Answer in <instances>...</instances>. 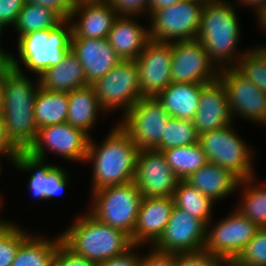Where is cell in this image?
Masks as SVG:
<instances>
[{
  "label": "cell",
  "instance_id": "cell-42",
  "mask_svg": "<svg viewBox=\"0 0 266 266\" xmlns=\"http://www.w3.org/2000/svg\"><path fill=\"white\" fill-rule=\"evenodd\" d=\"M150 247L147 254H141V266H176V253L162 252Z\"/></svg>",
  "mask_w": 266,
  "mask_h": 266
},
{
  "label": "cell",
  "instance_id": "cell-47",
  "mask_svg": "<svg viewBox=\"0 0 266 266\" xmlns=\"http://www.w3.org/2000/svg\"><path fill=\"white\" fill-rule=\"evenodd\" d=\"M235 2L239 3L236 6L239 7H249L254 9V13H256V17H258L264 12L266 9V0H236ZM242 5V6H240ZM251 6V7H250Z\"/></svg>",
  "mask_w": 266,
  "mask_h": 266
},
{
  "label": "cell",
  "instance_id": "cell-2",
  "mask_svg": "<svg viewBox=\"0 0 266 266\" xmlns=\"http://www.w3.org/2000/svg\"><path fill=\"white\" fill-rule=\"evenodd\" d=\"M235 4L228 0L205 3L201 14L196 39L219 69L233 68L246 52L237 49L241 26Z\"/></svg>",
  "mask_w": 266,
  "mask_h": 266
},
{
  "label": "cell",
  "instance_id": "cell-12",
  "mask_svg": "<svg viewBox=\"0 0 266 266\" xmlns=\"http://www.w3.org/2000/svg\"><path fill=\"white\" fill-rule=\"evenodd\" d=\"M169 117L156 97H142L118 123L140 150L154 149L164 136Z\"/></svg>",
  "mask_w": 266,
  "mask_h": 266
},
{
  "label": "cell",
  "instance_id": "cell-28",
  "mask_svg": "<svg viewBox=\"0 0 266 266\" xmlns=\"http://www.w3.org/2000/svg\"><path fill=\"white\" fill-rule=\"evenodd\" d=\"M55 237H44L30 233L20 244L11 266H54L57 245L62 240L60 233Z\"/></svg>",
  "mask_w": 266,
  "mask_h": 266
},
{
  "label": "cell",
  "instance_id": "cell-3",
  "mask_svg": "<svg viewBox=\"0 0 266 266\" xmlns=\"http://www.w3.org/2000/svg\"><path fill=\"white\" fill-rule=\"evenodd\" d=\"M23 69H14L5 79L0 114L11 141L25 152L35 141L38 127L34 116V101L39 89Z\"/></svg>",
  "mask_w": 266,
  "mask_h": 266
},
{
  "label": "cell",
  "instance_id": "cell-41",
  "mask_svg": "<svg viewBox=\"0 0 266 266\" xmlns=\"http://www.w3.org/2000/svg\"><path fill=\"white\" fill-rule=\"evenodd\" d=\"M119 15L148 16V0H109Z\"/></svg>",
  "mask_w": 266,
  "mask_h": 266
},
{
  "label": "cell",
  "instance_id": "cell-14",
  "mask_svg": "<svg viewBox=\"0 0 266 266\" xmlns=\"http://www.w3.org/2000/svg\"><path fill=\"white\" fill-rule=\"evenodd\" d=\"M219 74L220 69L197 39L172 43V82L207 84Z\"/></svg>",
  "mask_w": 266,
  "mask_h": 266
},
{
  "label": "cell",
  "instance_id": "cell-54",
  "mask_svg": "<svg viewBox=\"0 0 266 266\" xmlns=\"http://www.w3.org/2000/svg\"><path fill=\"white\" fill-rule=\"evenodd\" d=\"M4 200H2V197H1V194H0V211H1V207L4 205L2 202H3ZM1 213V212H0Z\"/></svg>",
  "mask_w": 266,
  "mask_h": 266
},
{
  "label": "cell",
  "instance_id": "cell-15",
  "mask_svg": "<svg viewBox=\"0 0 266 266\" xmlns=\"http://www.w3.org/2000/svg\"><path fill=\"white\" fill-rule=\"evenodd\" d=\"M134 183L143 198L172 197L179 182L162 151L139 150Z\"/></svg>",
  "mask_w": 266,
  "mask_h": 266
},
{
  "label": "cell",
  "instance_id": "cell-50",
  "mask_svg": "<svg viewBox=\"0 0 266 266\" xmlns=\"http://www.w3.org/2000/svg\"><path fill=\"white\" fill-rule=\"evenodd\" d=\"M257 23H259L258 26H260V28H262V30H264V33L266 31V9L264 10V12L258 17L257 19Z\"/></svg>",
  "mask_w": 266,
  "mask_h": 266
},
{
  "label": "cell",
  "instance_id": "cell-56",
  "mask_svg": "<svg viewBox=\"0 0 266 266\" xmlns=\"http://www.w3.org/2000/svg\"><path fill=\"white\" fill-rule=\"evenodd\" d=\"M0 158H1V157H0ZM1 165H2V163H1V160H0V171L2 170V166H1Z\"/></svg>",
  "mask_w": 266,
  "mask_h": 266
},
{
  "label": "cell",
  "instance_id": "cell-32",
  "mask_svg": "<svg viewBox=\"0 0 266 266\" xmlns=\"http://www.w3.org/2000/svg\"><path fill=\"white\" fill-rule=\"evenodd\" d=\"M63 20L52 8L26 2L13 29L20 37L32 31L55 28Z\"/></svg>",
  "mask_w": 266,
  "mask_h": 266
},
{
  "label": "cell",
  "instance_id": "cell-36",
  "mask_svg": "<svg viewBox=\"0 0 266 266\" xmlns=\"http://www.w3.org/2000/svg\"><path fill=\"white\" fill-rule=\"evenodd\" d=\"M229 266H266V227L258 230Z\"/></svg>",
  "mask_w": 266,
  "mask_h": 266
},
{
  "label": "cell",
  "instance_id": "cell-52",
  "mask_svg": "<svg viewBox=\"0 0 266 266\" xmlns=\"http://www.w3.org/2000/svg\"><path fill=\"white\" fill-rule=\"evenodd\" d=\"M4 82H5V80H0V109H1V105H2Z\"/></svg>",
  "mask_w": 266,
  "mask_h": 266
},
{
  "label": "cell",
  "instance_id": "cell-17",
  "mask_svg": "<svg viewBox=\"0 0 266 266\" xmlns=\"http://www.w3.org/2000/svg\"><path fill=\"white\" fill-rule=\"evenodd\" d=\"M206 224L176 206L173 207L164 233L153 247L162 252H194L204 248Z\"/></svg>",
  "mask_w": 266,
  "mask_h": 266
},
{
  "label": "cell",
  "instance_id": "cell-31",
  "mask_svg": "<svg viewBox=\"0 0 266 266\" xmlns=\"http://www.w3.org/2000/svg\"><path fill=\"white\" fill-rule=\"evenodd\" d=\"M172 197L174 206L202 220L206 225L212 220L215 202L185 180H179Z\"/></svg>",
  "mask_w": 266,
  "mask_h": 266
},
{
  "label": "cell",
  "instance_id": "cell-5",
  "mask_svg": "<svg viewBox=\"0 0 266 266\" xmlns=\"http://www.w3.org/2000/svg\"><path fill=\"white\" fill-rule=\"evenodd\" d=\"M71 37L72 27L68 19L55 28L32 31L18 37L16 47L20 59L13 54L14 69H21L24 65L27 71L38 76L62 60L71 48Z\"/></svg>",
  "mask_w": 266,
  "mask_h": 266
},
{
  "label": "cell",
  "instance_id": "cell-35",
  "mask_svg": "<svg viewBox=\"0 0 266 266\" xmlns=\"http://www.w3.org/2000/svg\"><path fill=\"white\" fill-rule=\"evenodd\" d=\"M198 140L199 135L192 120L169 117L164 136L154 149L163 151L174 147L194 145L198 143Z\"/></svg>",
  "mask_w": 266,
  "mask_h": 266
},
{
  "label": "cell",
  "instance_id": "cell-51",
  "mask_svg": "<svg viewBox=\"0 0 266 266\" xmlns=\"http://www.w3.org/2000/svg\"><path fill=\"white\" fill-rule=\"evenodd\" d=\"M76 4L82 3H96V2H109V0H75Z\"/></svg>",
  "mask_w": 266,
  "mask_h": 266
},
{
  "label": "cell",
  "instance_id": "cell-21",
  "mask_svg": "<svg viewBox=\"0 0 266 266\" xmlns=\"http://www.w3.org/2000/svg\"><path fill=\"white\" fill-rule=\"evenodd\" d=\"M192 121L198 135L234 122L226 90L219 79L209 82L203 87L197 112Z\"/></svg>",
  "mask_w": 266,
  "mask_h": 266
},
{
  "label": "cell",
  "instance_id": "cell-11",
  "mask_svg": "<svg viewBox=\"0 0 266 266\" xmlns=\"http://www.w3.org/2000/svg\"><path fill=\"white\" fill-rule=\"evenodd\" d=\"M90 136L67 122L38 129L35 141L24 152L29 157L46 161V151L72 162L85 163Z\"/></svg>",
  "mask_w": 266,
  "mask_h": 266
},
{
  "label": "cell",
  "instance_id": "cell-29",
  "mask_svg": "<svg viewBox=\"0 0 266 266\" xmlns=\"http://www.w3.org/2000/svg\"><path fill=\"white\" fill-rule=\"evenodd\" d=\"M68 92H53L39 87L34 101V116L38 129L67 121Z\"/></svg>",
  "mask_w": 266,
  "mask_h": 266
},
{
  "label": "cell",
  "instance_id": "cell-9",
  "mask_svg": "<svg viewBox=\"0 0 266 266\" xmlns=\"http://www.w3.org/2000/svg\"><path fill=\"white\" fill-rule=\"evenodd\" d=\"M92 86L106 114L121 109L124 116L143 97L135 60H122Z\"/></svg>",
  "mask_w": 266,
  "mask_h": 266
},
{
  "label": "cell",
  "instance_id": "cell-37",
  "mask_svg": "<svg viewBox=\"0 0 266 266\" xmlns=\"http://www.w3.org/2000/svg\"><path fill=\"white\" fill-rule=\"evenodd\" d=\"M15 224L0 238V266H11L20 244L30 235L27 230Z\"/></svg>",
  "mask_w": 266,
  "mask_h": 266
},
{
  "label": "cell",
  "instance_id": "cell-19",
  "mask_svg": "<svg viewBox=\"0 0 266 266\" xmlns=\"http://www.w3.org/2000/svg\"><path fill=\"white\" fill-rule=\"evenodd\" d=\"M118 15L109 2L76 4L68 18L72 27L71 39L107 38Z\"/></svg>",
  "mask_w": 266,
  "mask_h": 266
},
{
  "label": "cell",
  "instance_id": "cell-48",
  "mask_svg": "<svg viewBox=\"0 0 266 266\" xmlns=\"http://www.w3.org/2000/svg\"><path fill=\"white\" fill-rule=\"evenodd\" d=\"M179 1L182 0H148V16L154 10L171 6Z\"/></svg>",
  "mask_w": 266,
  "mask_h": 266
},
{
  "label": "cell",
  "instance_id": "cell-13",
  "mask_svg": "<svg viewBox=\"0 0 266 266\" xmlns=\"http://www.w3.org/2000/svg\"><path fill=\"white\" fill-rule=\"evenodd\" d=\"M218 79L226 90L233 120L236 115L266 127V93L234 68L220 69Z\"/></svg>",
  "mask_w": 266,
  "mask_h": 266
},
{
  "label": "cell",
  "instance_id": "cell-40",
  "mask_svg": "<svg viewBox=\"0 0 266 266\" xmlns=\"http://www.w3.org/2000/svg\"><path fill=\"white\" fill-rule=\"evenodd\" d=\"M26 0H0V30L14 27Z\"/></svg>",
  "mask_w": 266,
  "mask_h": 266
},
{
  "label": "cell",
  "instance_id": "cell-49",
  "mask_svg": "<svg viewBox=\"0 0 266 266\" xmlns=\"http://www.w3.org/2000/svg\"><path fill=\"white\" fill-rule=\"evenodd\" d=\"M14 221L1 219L0 217V238L14 225Z\"/></svg>",
  "mask_w": 266,
  "mask_h": 266
},
{
  "label": "cell",
  "instance_id": "cell-43",
  "mask_svg": "<svg viewBox=\"0 0 266 266\" xmlns=\"http://www.w3.org/2000/svg\"><path fill=\"white\" fill-rule=\"evenodd\" d=\"M141 247L142 246L134 245L126 253L117 257H112L107 261L98 263L97 266H141V253H139L138 251V248Z\"/></svg>",
  "mask_w": 266,
  "mask_h": 266
},
{
  "label": "cell",
  "instance_id": "cell-45",
  "mask_svg": "<svg viewBox=\"0 0 266 266\" xmlns=\"http://www.w3.org/2000/svg\"><path fill=\"white\" fill-rule=\"evenodd\" d=\"M26 2L35 3L41 6L52 8L63 19H68L76 5L75 0H26Z\"/></svg>",
  "mask_w": 266,
  "mask_h": 266
},
{
  "label": "cell",
  "instance_id": "cell-20",
  "mask_svg": "<svg viewBox=\"0 0 266 266\" xmlns=\"http://www.w3.org/2000/svg\"><path fill=\"white\" fill-rule=\"evenodd\" d=\"M174 207L173 197L142 198L131 241L153 246L164 233Z\"/></svg>",
  "mask_w": 266,
  "mask_h": 266
},
{
  "label": "cell",
  "instance_id": "cell-46",
  "mask_svg": "<svg viewBox=\"0 0 266 266\" xmlns=\"http://www.w3.org/2000/svg\"><path fill=\"white\" fill-rule=\"evenodd\" d=\"M13 70V55L0 47V80H5Z\"/></svg>",
  "mask_w": 266,
  "mask_h": 266
},
{
  "label": "cell",
  "instance_id": "cell-38",
  "mask_svg": "<svg viewBox=\"0 0 266 266\" xmlns=\"http://www.w3.org/2000/svg\"><path fill=\"white\" fill-rule=\"evenodd\" d=\"M176 266H229L206 250L176 253Z\"/></svg>",
  "mask_w": 266,
  "mask_h": 266
},
{
  "label": "cell",
  "instance_id": "cell-23",
  "mask_svg": "<svg viewBox=\"0 0 266 266\" xmlns=\"http://www.w3.org/2000/svg\"><path fill=\"white\" fill-rule=\"evenodd\" d=\"M139 15H118L107 37L121 60H135L150 41L149 25L137 22ZM136 18V21H135Z\"/></svg>",
  "mask_w": 266,
  "mask_h": 266
},
{
  "label": "cell",
  "instance_id": "cell-27",
  "mask_svg": "<svg viewBox=\"0 0 266 266\" xmlns=\"http://www.w3.org/2000/svg\"><path fill=\"white\" fill-rule=\"evenodd\" d=\"M69 110L67 123L92 137L90 131L96 126L98 116L106 111L101 107L92 85L68 92ZM101 112V113H100Z\"/></svg>",
  "mask_w": 266,
  "mask_h": 266
},
{
  "label": "cell",
  "instance_id": "cell-26",
  "mask_svg": "<svg viewBox=\"0 0 266 266\" xmlns=\"http://www.w3.org/2000/svg\"><path fill=\"white\" fill-rule=\"evenodd\" d=\"M205 83H175L160 92L156 99L170 117L193 120L199 105V98Z\"/></svg>",
  "mask_w": 266,
  "mask_h": 266
},
{
  "label": "cell",
  "instance_id": "cell-30",
  "mask_svg": "<svg viewBox=\"0 0 266 266\" xmlns=\"http://www.w3.org/2000/svg\"><path fill=\"white\" fill-rule=\"evenodd\" d=\"M256 177L239 181L237 190L240 189L242 193L239 206L235 208L262 228L266 227V184H259Z\"/></svg>",
  "mask_w": 266,
  "mask_h": 266
},
{
  "label": "cell",
  "instance_id": "cell-53",
  "mask_svg": "<svg viewBox=\"0 0 266 266\" xmlns=\"http://www.w3.org/2000/svg\"><path fill=\"white\" fill-rule=\"evenodd\" d=\"M201 2L204 3H209V2H215V1H219V0H200Z\"/></svg>",
  "mask_w": 266,
  "mask_h": 266
},
{
  "label": "cell",
  "instance_id": "cell-1",
  "mask_svg": "<svg viewBox=\"0 0 266 266\" xmlns=\"http://www.w3.org/2000/svg\"><path fill=\"white\" fill-rule=\"evenodd\" d=\"M114 125L101 144L90 137L85 161L93 168L90 193L134 180L140 149L118 121Z\"/></svg>",
  "mask_w": 266,
  "mask_h": 266
},
{
  "label": "cell",
  "instance_id": "cell-55",
  "mask_svg": "<svg viewBox=\"0 0 266 266\" xmlns=\"http://www.w3.org/2000/svg\"><path fill=\"white\" fill-rule=\"evenodd\" d=\"M3 35V32L0 30V41H1V36ZM2 47V46H0Z\"/></svg>",
  "mask_w": 266,
  "mask_h": 266
},
{
  "label": "cell",
  "instance_id": "cell-25",
  "mask_svg": "<svg viewBox=\"0 0 266 266\" xmlns=\"http://www.w3.org/2000/svg\"><path fill=\"white\" fill-rule=\"evenodd\" d=\"M185 181L216 203L237 192L240 180L229 170L207 162Z\"/></svg>",
  "mask_w": 266,
  "mask_h": 266
},
{
  "label": "cell",
  "instance_id": "cell-33",
  "mask_svg": "<svg viewBox=\"0 0 266 266\" xmlns=\"http://www.w3.org/2000/svg\"><path fill=\"white\" fill-rule=\"evenodd\" d=\"M162 152L165 155L167 164L179 180H186L208 162L206 154L199 143L165 149Z\"/></svg>",
  "mask_w": 266,
  "mask_h": 266
},
{
  "label": "cell",
  "instance_id": "cell-6",
  "mask_svg": "<svg viewBox=\"0 0 266 266\" xmlns=\"http://www.w3.org/2000/svg\"><path fill=\"white\" fill-rule=\"evenodd\" d=\"M90 196L88 211L99 221L124 231L132 238L143 198L134 181L101 188Z\"/></svg>",
  "mask_w": 266,
  "mask_h": 266
},
{
  "label": "cell",
  "instance_id": "cell-24",
  "mask_svg": "<svg viewBox=\"0 0 266 266\" xmlns=\"http://www.w3.org/2000/svg\"><path fill=\"white\" fill-rule=\"evenodd\" d=\"M37 78L40 88L53 92H71L88 85L83 66L71 49L57 65L43 70Z\"/></svg>",
  "mask_w": 266,
  "mask_h": 266
},
{
  "label": "cell",
  "instance_id": "cell-16",
  "mask_svg": "<svg viewBox=\"0 0 266 266\" xmlns=\"http://www.w3.org/2000/svg\"><path fill=\"white\" fill-rule=\"evenodd\" d=\"M135 61L143 97H156L172 82V43L150 40Z\"/></svg>",
  "mask_w": 266,
  "mask_h": 266
},
{
  "label": "cell",
  "instance_id": "cell-7",
  "mask_svg": "<svg viewBox=\"0 0 266 266\" xmlns=\"http://www.w3.org/2000/svg\"><path fill=\"white\" fill-rule=\"evenodd\" d=\"M233 123L199 135L198 143L208 162L229 170L239 180L255 176L253 165L254 148L235 132Z\"/></svg>",
  "mask_w": 266,
  "mask_h": 266
},
{
  "label": "cell",
  "instance_id": "cell-4",
  "mask_svg": "<svg viewBox=\"0 0 266 266\" xmlns=\"http://www.w3.org/2000/svg\"><path fill=\"white\" fill-rule=\"evenodd\" d=\"M85 213L78 214L71 226L60 233L62 241L75 253L98 264L134 246L127 233L104 224L89 211Z\"/></svg>",
  "mask_w": 266,
  "mask_h": 266
},
{
  "label": "cell",
  "instance_id": "cell-39",
  "mask_svg": "<svg viewBox=\"0 0 266 266\" xmlns=\"http://www.w3.org/2000/svg\"><path fill=\"white\" fill-rule=\"evenodd\" d=\"M98 264L88 260L71 250L62 240L57 245L54 257V266H97Z\"/></svg>",
  "mask_w": 266,
  "mask_h": 266
},
{
  "label": "cell",
  "instance_id": "cell-8",
  "mask_svg": "<svg viewBox=\"0 0 266 266\" xmlns=\"http://www.w3.org/2000/svg\"><path fill=\"white\" fill-rule=\"evenodd\" d=\"M204 2L182 0L152 11L149 20L150 40L173 43L197 38Z\"/></svg>",
  "mask_w": 266,
  "mask_h": 266
},
{
  "label": "cell",
  "instance_id": "cell-34",
  "mask_svg": "<svg viewBox=\"0 0 266 266\" xmlns=\"http://www.w3.org/2000/svg\"><path fill=\"white\" fill-rule=\"evenodd\" d=\"M233 68L266 93V45L249 48Z\"/></svg>",
  "mask_w": 266,
  "mask_h": 266
},
{
  "label": "cell",
  "instance_id": "cell-22",
  "mask_svg": "<svg viewBox=\"0 0 266 266\" xmlns=\"http://www.w3.org/2000/svg\"><path fill=\"white\" fill-rule=\"evenodd\" d=\"M83 66L88 85L105 76L122 60L104 39H71V48Z\"/></svg>",
  "mask_w": 266,
  "mask_h": 266
},
{
  "label": "cell",
  "instance_id": "cell-10",
  "mask_svg": "<svg viewBox=\"0 0 266 266\" xmlns=\"http://www.w3.org/2000/svg\"><path fill=\"white\" fill-rule=\"evenodd\" d=\"M206 226L204 250L230 265L258 232L260 227L236 208L218 222Z\"/></svg>",
  "mask_w": 266,
  "mask_h": 266
},
{
  "label": "cell",
  "instance_id": "cell-18",
  "mask_svg": "<svg viewBox=\"0 0 266 266\" xmlns=\"http://www.w3.org/2000/svg\"><path fill=\"white\" fill-rule=\"evenodd\" d=\"M12 165L22 173H30L27 189L33 199L47 201L58 197L69 184L68 170L57 164H49L29 157L22 152ZM67 171V172H66Z\"/></svg>",
  "mask_w": 266,
  "mask_h": 266
},
{
  "label": "cell",
  "instance_id": "cell-44",
  "mask_svg": "<svg viewBox=\"0 0 266 266\" xmlns=\"http://www.w3.org/2000/svg\"><path fill=\"white\" fill-rule=\"evenodd\" d=\"M21 153L22 151L8 137L3 117L0 114V157L4 156L12 163Z\"/></svg>",
  "mask_w": 266,
  "mask_h": 266
}]
</instances>
